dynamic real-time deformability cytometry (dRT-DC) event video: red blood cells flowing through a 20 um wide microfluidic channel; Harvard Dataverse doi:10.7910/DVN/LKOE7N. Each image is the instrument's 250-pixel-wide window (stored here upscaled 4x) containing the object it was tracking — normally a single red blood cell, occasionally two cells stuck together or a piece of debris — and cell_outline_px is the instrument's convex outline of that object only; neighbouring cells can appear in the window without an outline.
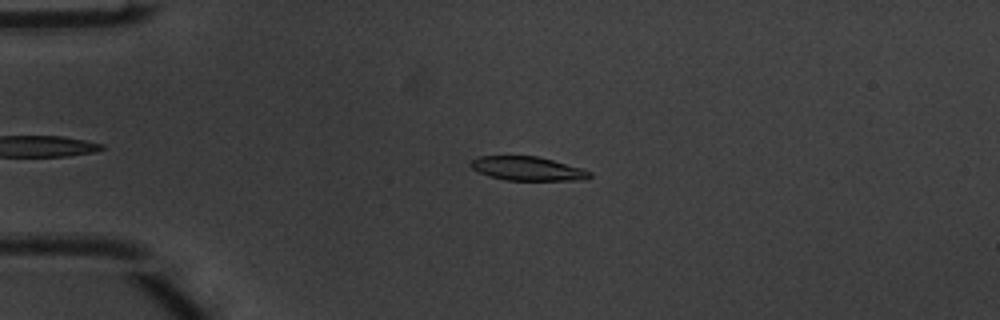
{"species": "common noctule bat (a hibernating species)", "species_latin": "Nyctalus noctula", "temperature_condition": "warm", "stored_images_in_passage": 41, "camera_frame_rate_fps": 3000, "um_per_image_px": 0.085, "animal": {"sex": "male", "body_mass_g": 20.1, "forearm_length_mm": 53.5}, "frame": {"image": 1, "passage_image": 9, "time_ms": 2.667, "image_size_px": [1000, 320], "cell_outline_px": [[592, 176], [584, 180], [504, 180], [488, 176], [472, 168], [468, 164], [472, 160], [480, 156], [536, 156], [584, 168], [592, 172]], "centroid_in_image_um": [44.87, 14.33], "position_along_channel_um": 40.1, "area_um2": 16.65}}
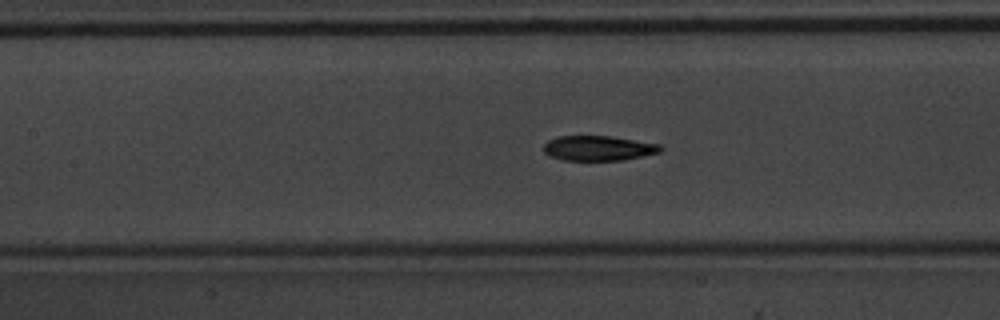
{"frame": {"image": 2, "passage_image": 20, "time_ms": 6.333, "image_size_px": [1000, 320], "cell_outline_px": [[664, 148], [660, 152], [624, 160], [564, 160], [552, 156], [544, 152], [544, 144], [548, 140], [560, 136], [608, 136], [660, 144]], "centroid_in_image_um": [50.88, 12.59], "position_along_channel_um": 156.5, "area_um2": 16.82}}
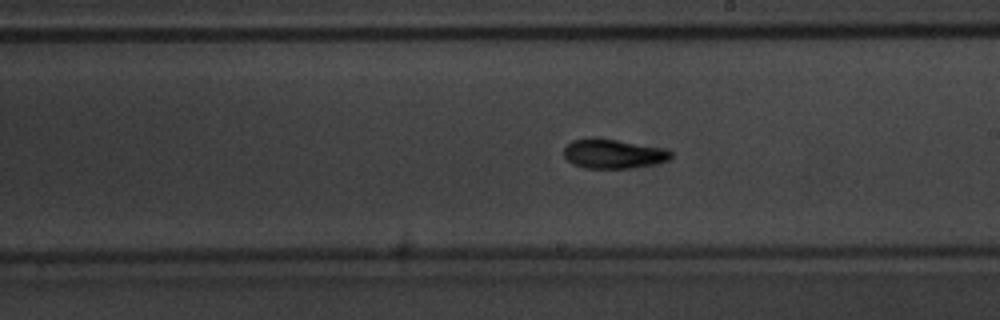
{"frame": {"image": 3, "passage_image": 26, "time_ms": 8.333, "image_size_px": [1000, 320], "cell_outline_px": [[672, 156], [668, 160], [652, 164], [628, 168], [584, 168], [572, 164], [564, 156], [564, 148], [572, 140], [592, 136], [596, 136], [668, 148], [672, 152]], "centroid_in_image_um": [52.12, 13.04], "position_along_channel_um": 236.9, "area_um2": 18.73}, "authors_computed_cell_mechanics": {"area_um2": 17.2244, "velocity_mm_per_s": 4.0302, "shape_relaxation_time_tau1_ms": 3.616, "shape_relaxation_time_tau2_ms": 2.8591, "deformation_change_tau1": 0.151, "deformation_change_tau2": 0.0962}}